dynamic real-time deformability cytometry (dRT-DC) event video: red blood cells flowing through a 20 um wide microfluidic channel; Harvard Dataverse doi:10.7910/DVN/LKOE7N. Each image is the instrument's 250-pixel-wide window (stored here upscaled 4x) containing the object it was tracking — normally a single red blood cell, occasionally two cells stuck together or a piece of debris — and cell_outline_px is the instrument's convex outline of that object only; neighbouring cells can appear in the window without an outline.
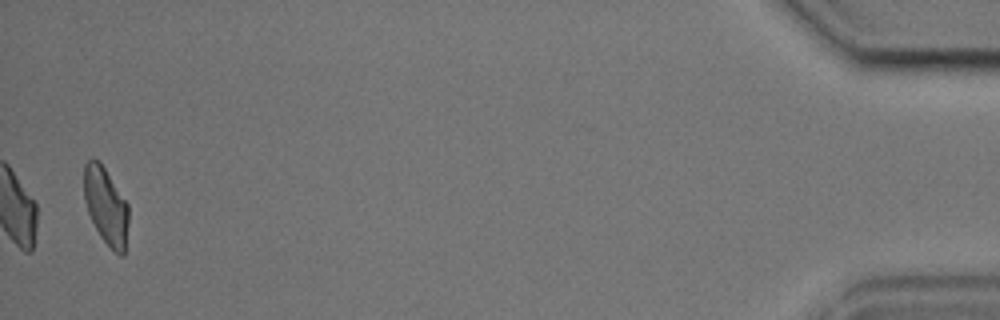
{"species": "common noctule bat (a hibernating species)", "species_latin": "Nyctalus noctula", "temperature_condition": "cold", "stored_images_in_passage": 39, "camera_frame_rate_fps": 3000, "um_per_image_px": 0.085, "animal": {"sex": "male", "body_mass_g": 17.9, "forearm_length_mm": 54.2}, "frame": {"image": 1, "passage_image": 39, "time_ms": 12.667, "image_size_px": [1000, 320], "cell_outline_px": [[128, 220], [124, 256], [120, 256], [100, 236], [88, 212], [84, 200], [84, 164], [92, 156], [100, 160], [128, 204]], "centroid_in_image_um": [8.99, 17.44], "position_along_channel_um": 426.2, "area_um2": 20.0}, "authors_computed_cell_mechanics": {"area_um2": 21.1548, "velocity_mm_per_s": 3.6455, "shape_relaxation_time_tau1_ms": 6.6278, "shape_relaxation_time_tau2_ms": 2.6268, "deformation_change_tau1": 0.1607, "deformation_change_tau2": 0.0957}}